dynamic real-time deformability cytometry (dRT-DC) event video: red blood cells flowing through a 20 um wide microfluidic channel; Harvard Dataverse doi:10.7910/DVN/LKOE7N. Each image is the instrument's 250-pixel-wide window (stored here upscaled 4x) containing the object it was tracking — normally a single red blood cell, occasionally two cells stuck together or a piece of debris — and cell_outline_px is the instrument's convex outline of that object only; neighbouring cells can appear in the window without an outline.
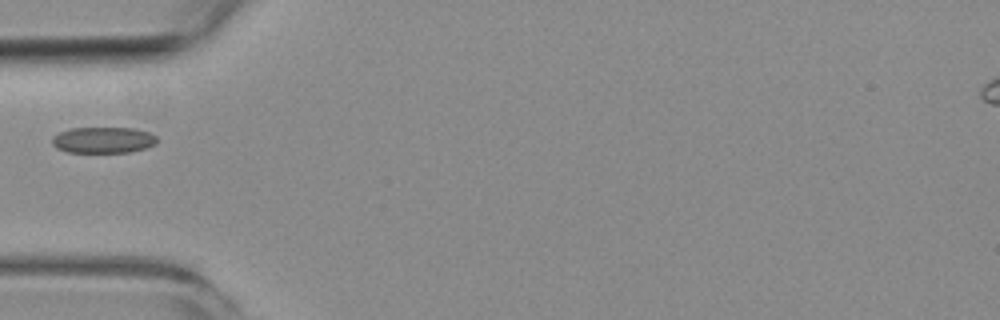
{"species": "common noctule bat (a hibernating species)", "species_latin": "Nyctalus noctula", "temperature_condition": "room temperature", "stored_images_in_passage": 1, "camera_frame_rate_fps": 3000, "um_per_image_px": 0.085, "animal": {"sex": "female", "body_mass_g": 19.3, "forearm_length_mm": 54.1}, "frame": {"image": 1, "passage_image": 1, "time_ms": 0.0, "image_size_px": [1000, 320], "cell_outline_px": [[160, 140], [156, 144], [148, 148], [128, 152], [68, 152], [56, 148], [52, 144], [52, 136], [68, 128], [136, 128], [148, 132], [156, 136]], "centroid_in_image_um": [8.8, 11.9], "position_along_channel_um": 76.2, "area_um2": 16.18}}